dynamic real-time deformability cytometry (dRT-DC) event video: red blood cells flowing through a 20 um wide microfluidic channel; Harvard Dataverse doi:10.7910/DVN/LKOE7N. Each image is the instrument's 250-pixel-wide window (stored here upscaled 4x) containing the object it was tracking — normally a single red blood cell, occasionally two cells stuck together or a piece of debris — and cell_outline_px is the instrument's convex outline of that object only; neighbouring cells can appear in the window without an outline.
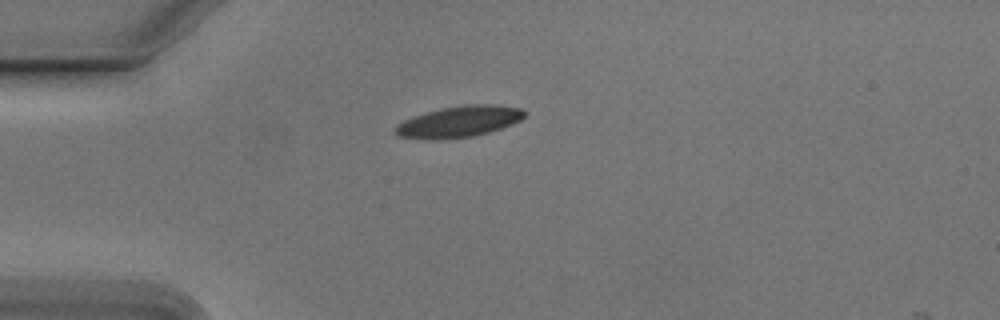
{"species": "Egyptian fruit bat (a non-hibernating species)", "species_latin": "Rousettus aegyptiacus", "temperature_condition": "cold", "stored_images_in_passage": 4, "camera_frame_rate_fps": 3000, "um_per_image_px": 0.085, "animal": {"sex": "male"}, "frame": {"image": 1, "passage_image": 1, "time_ms": 0.0, "image_size_px": [1000, 320], "cell_outline_px": [[524, 116], [520, 120], [512, 124], [488, 132], [472, 136], [440, 140], [424, 140], [396, 136], [392, 132], [392, 128], [396, 124], [412, 116], [440, 108], [464, 104], [496, 104], [520, 108], [524, 112]], "centroid_in_image_um": [38.91, 10.35], "position_along_channel_um": 46.1, "area_um2": 23.87}}